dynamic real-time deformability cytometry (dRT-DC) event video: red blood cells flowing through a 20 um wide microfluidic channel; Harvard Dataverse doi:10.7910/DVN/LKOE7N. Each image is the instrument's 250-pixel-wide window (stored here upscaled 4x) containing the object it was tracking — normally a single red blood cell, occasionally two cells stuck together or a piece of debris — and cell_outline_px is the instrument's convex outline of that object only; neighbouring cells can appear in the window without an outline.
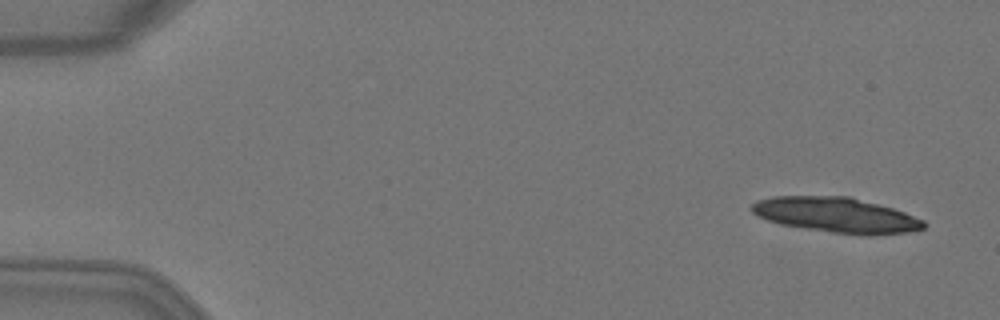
{"species": "Egyptian fruit bat (a non-hibernating species)", "species_latin": "Rousettus aegyptiacus", "temperature_condition": "warm", "stored_images_in_passage": 3, "camera_frame_rate_fps": 3000, "um_per_image_px": 0.085, "animal": {"sex": "female"}, "frame": {"image": 1, "passage_image": 1, "time_ms": 0.0, "image_size_px": [1000, 320], "cell_outline_px": [[924, 228], [908, 232], [868, 236], [832, 232], [780, 224], [756, 216], [748, 208], [756, 200], [772, 196], [852, 196], [892, 208], [904, 212], [924, 220]], "centroid_in_image_um": [71.05, 18.26], "position_along_channel_um": 13.9, "area_um2": 35.37}}